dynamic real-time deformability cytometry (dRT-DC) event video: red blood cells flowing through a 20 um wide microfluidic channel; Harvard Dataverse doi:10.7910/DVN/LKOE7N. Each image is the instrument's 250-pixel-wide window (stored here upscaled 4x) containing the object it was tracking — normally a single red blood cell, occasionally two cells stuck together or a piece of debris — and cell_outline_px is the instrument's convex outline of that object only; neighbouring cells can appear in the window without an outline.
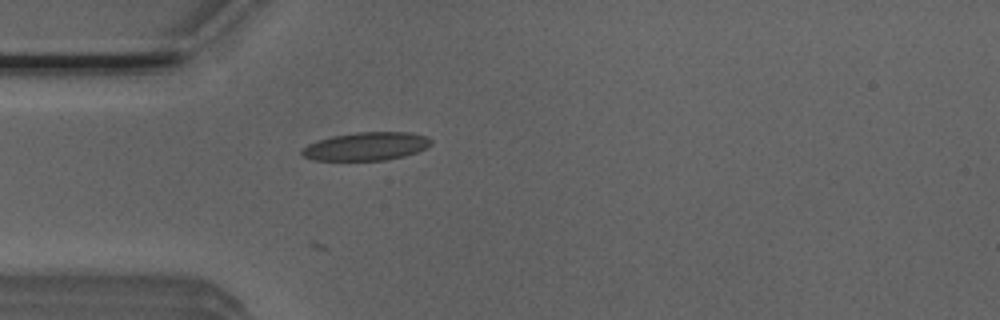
{"species": "Egyptian fruit bat (a non-hibernating species)", "species_latin": "Rousettus aegyptiacus", "temperature_condition": "room temperature", "stored_images_in_passage": 26, "camera_frame_rate_fps": 3000, "um_per_image_px": 0.085, "animal": {"sex": "male"}, "frame": {"image": 1, "passage_image": 2, "time_ms": 0.333, "image_size_px": [1000, 320], "cell_outline_px": [[432, 144], [428, 148], [404, 156], [384, 160], [312, 160], [304, 156], [300, 152], [308, 144], [332, 136], [356, 132], [412, 132], [428, 136], [432, 140]], "centroid_in_image_um": [31.19, 12.43], "position_along_channel_um": 53.8, "area_um2": 21.27}}
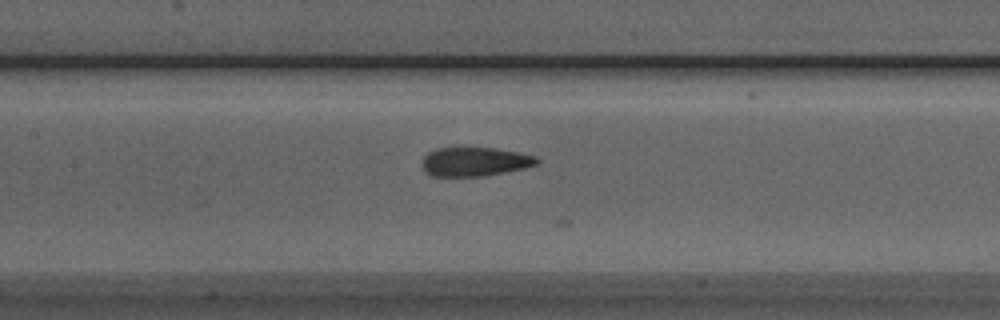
{"frame": {"image": 2, "passage_image": 11, "time_ms": 3.333, "image_size_px": [1000, 320], "cell_outline_px": [[540, 160], [536, 164], [524, 168], [484, 176], [428, 176], [424, 172], [420, 164], [424, 156], [428, 152], [436, 148], [460, 144], [496, 148], [536, 156]], "centroid_in_image_um": [40.25, 13.69], "position_along_channel_um": 167.1, "area_um2": 20.35}}
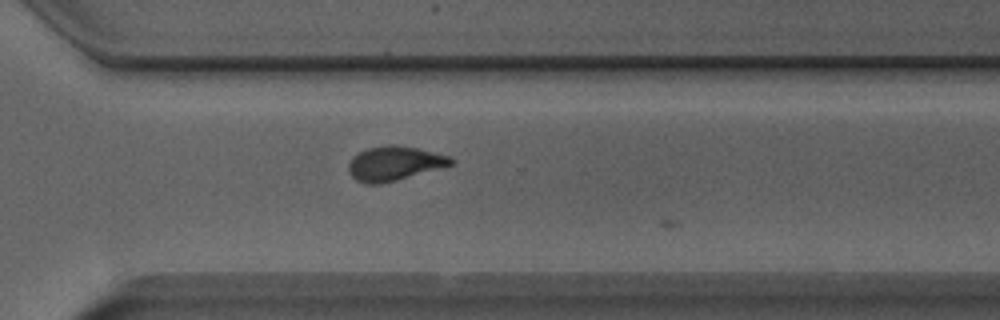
{"frame": {"image": 3, "passage_image": 24, "time_ms": 7.667, "image_size_px": [1000, 320], "cell_outline_px": [[456, 160], [452, 164], [396, 180], [380, 184], [364, 184], [356, 180], [348, 172], [348, 164], [352, 156], [368, 148], [416, 148], [448, 156]], "centroid_in_image_um": [33.46, 13.95], "position_along_channel_um": 337.1, "area_um2": 19.48}}